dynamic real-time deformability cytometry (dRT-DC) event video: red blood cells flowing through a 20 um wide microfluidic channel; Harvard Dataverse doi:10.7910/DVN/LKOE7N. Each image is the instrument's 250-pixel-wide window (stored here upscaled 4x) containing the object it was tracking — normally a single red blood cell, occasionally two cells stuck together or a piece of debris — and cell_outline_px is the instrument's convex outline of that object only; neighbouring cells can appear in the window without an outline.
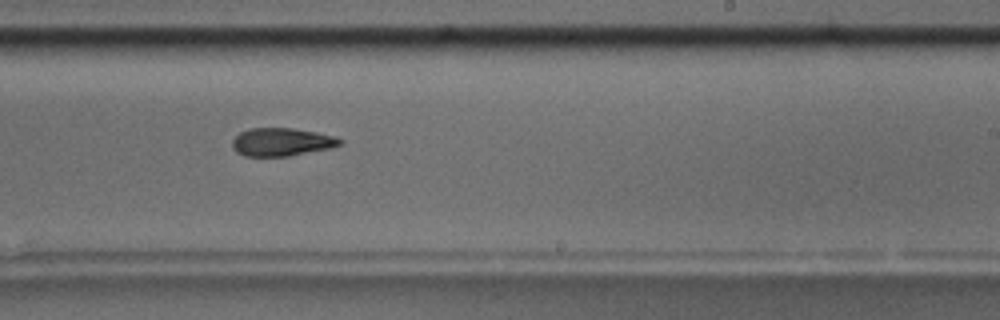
{"species": "common noctule bat (a hibernating species)", "species_latin": "Nyctalus noctula", "temperature_condition": "room temperature", "stored_images_in_passage": 11, "camera_frame_rate_fps": 3000, "um_per_image_px": 0.085, "animal": {"sex": "male", "body_mass_g": 17.5, "forearm_length_mm": 52.3}, "frame": {"image": 1, "passage_image": 10, "time_ms": 11.667, "image_size_px": [1000, 320], "cell_outline_px": [[344, 140], [340, 144], [332, 148], [288, 156], [244, 156], [236, 152], [232, 148], [232, 140], [240, 132], [248, 128], [292, 128], [316, 132], [336, 136]], "centroid_in_image_um": [23.94, 12.07], "position_along_channel_um": 265.1, "area_um2": 17.74}}